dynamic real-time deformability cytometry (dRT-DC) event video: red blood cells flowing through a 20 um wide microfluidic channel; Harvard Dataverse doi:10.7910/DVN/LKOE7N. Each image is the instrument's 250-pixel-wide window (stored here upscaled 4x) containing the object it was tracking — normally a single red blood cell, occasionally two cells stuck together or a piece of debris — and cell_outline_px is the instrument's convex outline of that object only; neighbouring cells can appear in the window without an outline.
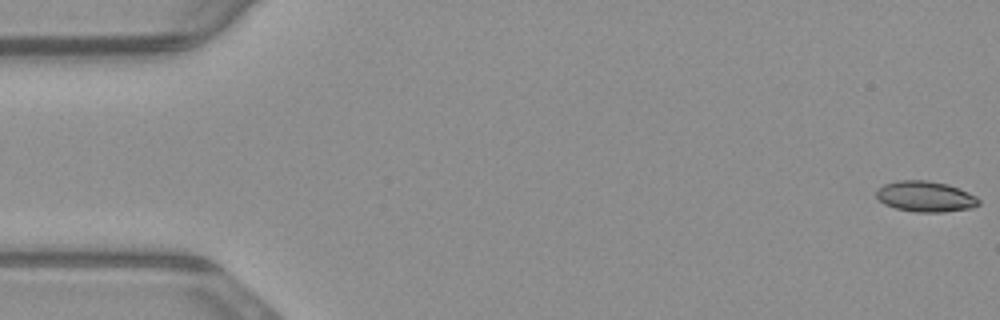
{"species": "common noctule bat (a hibernating species)", "species_latin": "Nyctalus noctula", "temperature_condition": "warm", "stored_images_in_passage": 14, "camera_frame_rate_fps": 3000, "um_per_image_px": 0.085, "animal": {"sex": "male", "body_mass_g": 23.1, "forearm_length_mm": 52.7}, "frame": {"image": 1, "passage_image": 1, "time_ms": 0.0, "image_size_px": [1000, 320], "cell_outline_px": [[968, 204], [960, 208], [904, 208], [892, 204], [896, 184], [936, 184], [952, 188], [968, 196]], "centroid_in_image_um": [78.9, 16.72], "position_along_channel_um": 6.1, "area_um2": 11.44}}
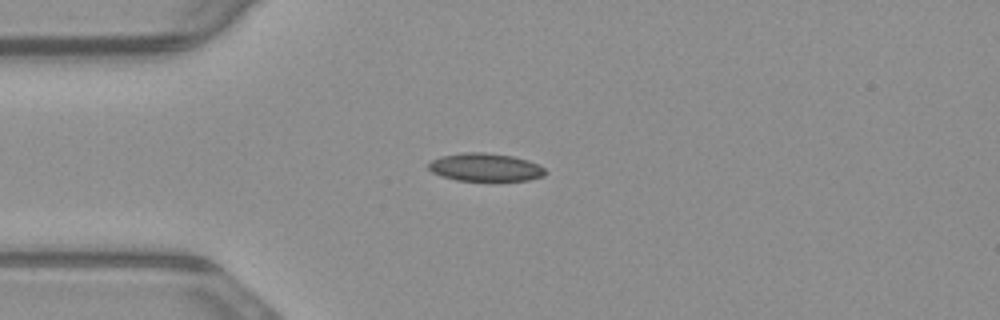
{"frame": {"image": 2, "passage_image": 14, "time_ms": 4.333, "image_size_px": [1000, 320], "cell_outline_px": [[540, 172], [532, 176], [516, 180], [472, 180], [452, 176], [440, 172], [436, 168], [460, 156], [496, 156], [516, 160]], "centroid_in_image_um": [41.39, 14.33], "position_along_channel_um": 43.6, "area_um2": 13.29}}